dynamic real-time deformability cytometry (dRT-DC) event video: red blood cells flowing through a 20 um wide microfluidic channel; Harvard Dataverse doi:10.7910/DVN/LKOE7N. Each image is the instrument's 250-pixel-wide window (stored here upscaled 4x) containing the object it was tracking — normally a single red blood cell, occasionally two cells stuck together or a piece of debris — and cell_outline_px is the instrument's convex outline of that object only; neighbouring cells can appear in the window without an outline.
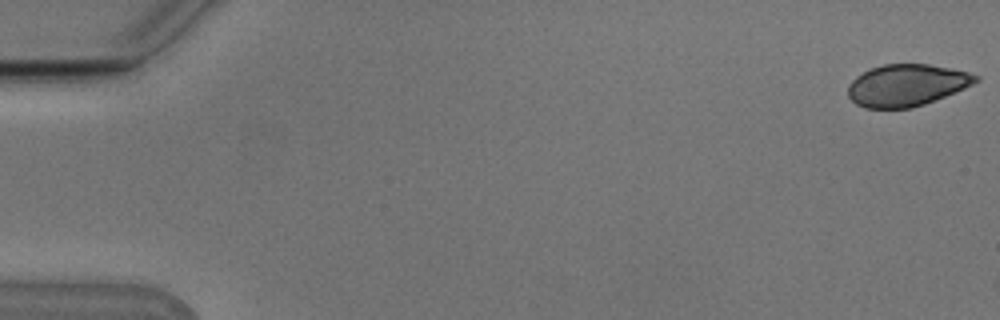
{"species": "Egyptian fruit bat (a non-hibernating species)", "species_latin": "Rousettus aegyptiacus", "temperature_condition": "cold", "stored_images_in_passage": 7, "camera_frame_rate_fps": 3000, "um_per_image_px": 0.085, "animal": {"sex": "male"}, "frame": {"image": 1, "passage_image": 1, "time_ms": 0.0, "image_size_px": [1000, 320], "cell_outline_px": [[980, 80], [964, 88], [924, 104], [912, 108], [864, 108], [856, 104], [848, 96], [848, 84], [856, 76], [872, 68], [884, 64], [928, 64], [968, 72], [980, 76]], "centroid_in_image_um": [77.04, 7.24], "position_along_channel_um": 8.0, "area_um2": 30.92}}